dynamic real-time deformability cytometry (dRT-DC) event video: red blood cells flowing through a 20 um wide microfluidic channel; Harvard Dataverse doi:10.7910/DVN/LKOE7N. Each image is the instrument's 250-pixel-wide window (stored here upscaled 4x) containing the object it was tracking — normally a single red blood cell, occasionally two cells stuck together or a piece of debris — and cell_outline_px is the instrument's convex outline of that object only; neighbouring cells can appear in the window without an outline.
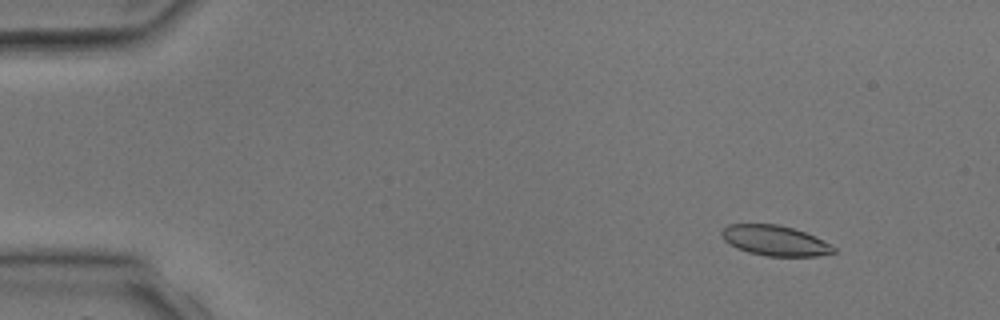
{"species": "common noctule bat (a hibernating species)", "species_latin": "Nyctalus noctula", "temperature_condition": "room temperature", "stored_images_in_passage": 4, "camera_frame_rate_fps": 3000, "um_per_image_px": 0.085, "animal": {"sex": "male", "body_mass_g": 17.9, "forearm_length_mm": 54.2}, "frame": {"image": 1, "passage_image": 2, "time_ms": 1.333, "image_size_px": [1000, 320], "cell_outline_px": [[836, 252], [816, 256], [764, 256], [748, 252], [736, 248], [724, 240], [720, 232], [728, 224], [776, 224], [792, 228], [804, 232], [836, 248]], "centroid_in_image_um": [65.82, 20.45], "position_along_channel_um": 19.2, "area_um2": 19.48}}
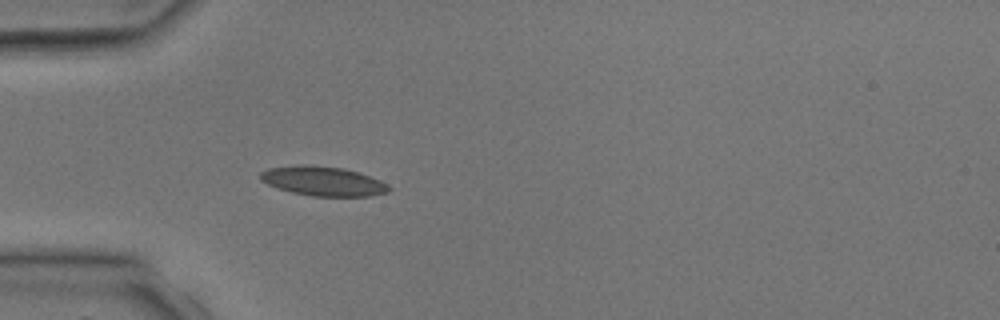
{"frame": {"image": 2, "passage_image": 4, "time_ms": 4.0, "image_size_px": [1000, 320], "cell_outline_px": [[392, 188], [388, 192], [368, 196], [312, 196], [292, 192], [268, 184], [260, 180], [260, 172], [268, 168], [296, 164], [308, 164], [344, 168], [360, 172], [380, 180], [388, 184]], "centroid_in_image_um": [27.47, 15.38], "position_along_channel_um": 57.5, "area_um2": 22.2}}